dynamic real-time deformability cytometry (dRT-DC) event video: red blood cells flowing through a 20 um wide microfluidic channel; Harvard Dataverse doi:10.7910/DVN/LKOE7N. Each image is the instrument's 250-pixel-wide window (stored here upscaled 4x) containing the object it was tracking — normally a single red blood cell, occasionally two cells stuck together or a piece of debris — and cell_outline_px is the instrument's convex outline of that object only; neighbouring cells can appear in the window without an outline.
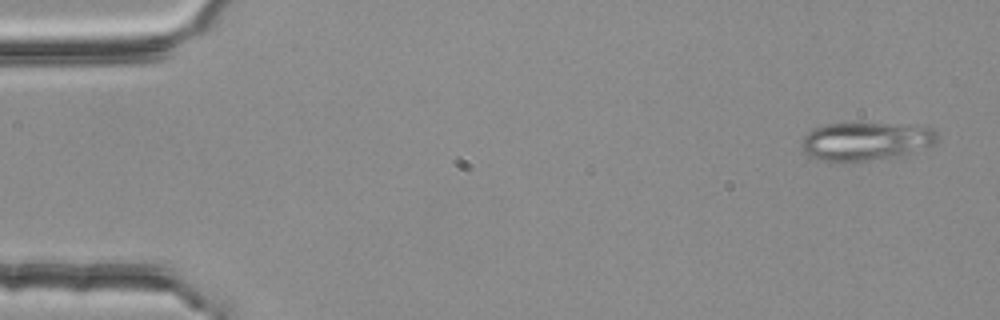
{"species": "common noctule bat (a hibernating species)", "species_latin": "Nyctalus noctula", "temperature_condition": "room temperature", "stored_images_in_passage": 3, "camera_frame_rate_fps": 3000, "um_per_image_px": 0.085, "animal": {"sex": "female", "body_mass_g": 25.1}, "frame": {"image": 1, "passage_image": 1, "time_ms": 0.0, "image_size_px": [1000, 320], "cell_outline_px": [[940, 136], [932, 144], [900, 156], [888, 160], [816, 160], [804, 152], [800, 144], [804, 136], [812, 128], [824, 124], [856, 120], [932, 128]], "centroid_in_image_um": [73.54, 11.96], "position_along_channel_um": 11.5, "area_um2": 30.98}}